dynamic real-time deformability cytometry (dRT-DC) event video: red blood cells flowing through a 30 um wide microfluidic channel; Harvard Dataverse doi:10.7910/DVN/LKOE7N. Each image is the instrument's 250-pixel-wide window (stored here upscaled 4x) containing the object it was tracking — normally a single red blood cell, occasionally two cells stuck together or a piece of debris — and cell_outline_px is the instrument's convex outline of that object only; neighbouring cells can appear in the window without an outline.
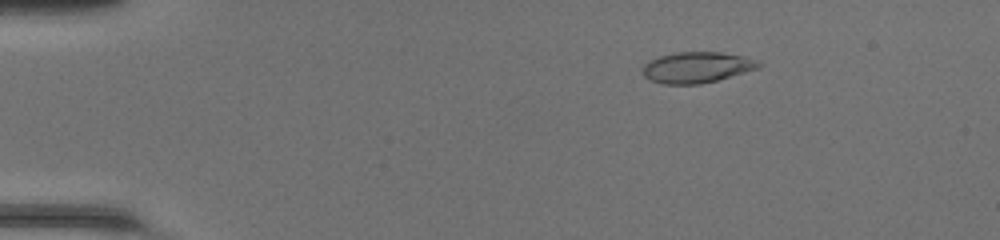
{"species": "common noctule bat (a hibernating species)", "species_latin": "Nyctalus noctula", "temperature_condition": "room temperature", "stored_images_in_passage": 49, "camera_frame_rate_fps": 3000, "um_per_image_px": 0.085, "animal": {"sex": "female", "body_mass_g": 20.0, "forearm_length_mm": 54.0}, "frame": {"image": 1, "passage_image": 8, "time_ms": 2.333, "image_size_px": [1000, 240], "cell_outline_px": [[764, 64], [760, 68], [716, 80], [700, 84], [664, 84], [652, 80], [644, 76], [640, 68], [648, 60], [660, 56], [676, 52], [720, 52], [744, 56]], "centroid_in_image_um": [59.21, 5.72], "position_along_channel_um": 25.8, "area_um2": 20.92}}
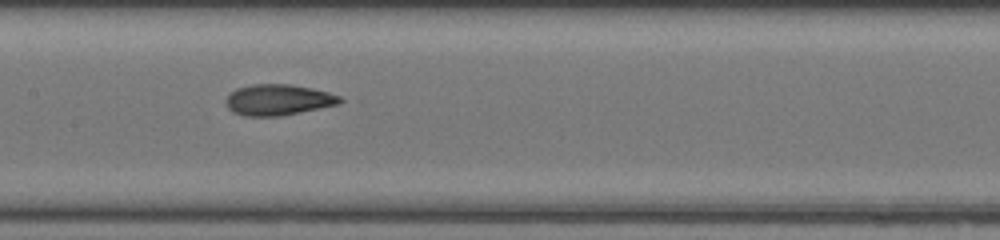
{"frame": {"image": 2, "passage_image": 25, "time_ms": 8.0, "image_size_px": [1000, 240], "cell_outline_px": [[344, 100], [340, 104], [280, 116], [244, 116], [232, 112], [228, 108], [228, 96], [236, 88], [252, 84], [288, 84], [312, 88], [328, 92], [340, 96]], "centroid_in_image_um": [23.68, 8.48], "position_along_channel_um": 183.7, "area_um2": 20.46}}
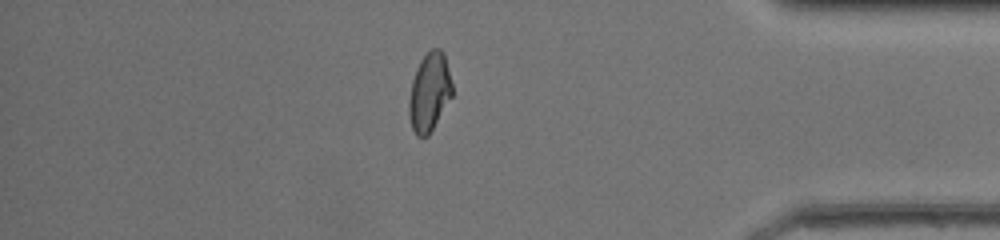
{"frame": {"image": 3, "passage_image": 42, "time_ms": 13.667, "image_size_px": [1000, 240], "cell_outline_px": [[452, 96], [428, 136], [416, 136], [412, 128], [408, 116], [408, 100], [412, 80], [416, 68], [420, 60], [432, 48], [440, 48], [444, 52], [452, 84]], "centroid_in_image_um": [36.48, 7.83], "position_along_channel_um": 398.7, "area_um2": 19.83}, "authors_computed_cell_mechanics": {"area_um2": 20.4034, "velocity_mm_per_s": 4.3087, "shape_relaxation_time_tau1_ms": 7.4574, "shape_relaxation_time_tau2_ms": 1.0809, "deformation_change_tau1": 0.2159, "deformation_change_tau2": 0.0668}}